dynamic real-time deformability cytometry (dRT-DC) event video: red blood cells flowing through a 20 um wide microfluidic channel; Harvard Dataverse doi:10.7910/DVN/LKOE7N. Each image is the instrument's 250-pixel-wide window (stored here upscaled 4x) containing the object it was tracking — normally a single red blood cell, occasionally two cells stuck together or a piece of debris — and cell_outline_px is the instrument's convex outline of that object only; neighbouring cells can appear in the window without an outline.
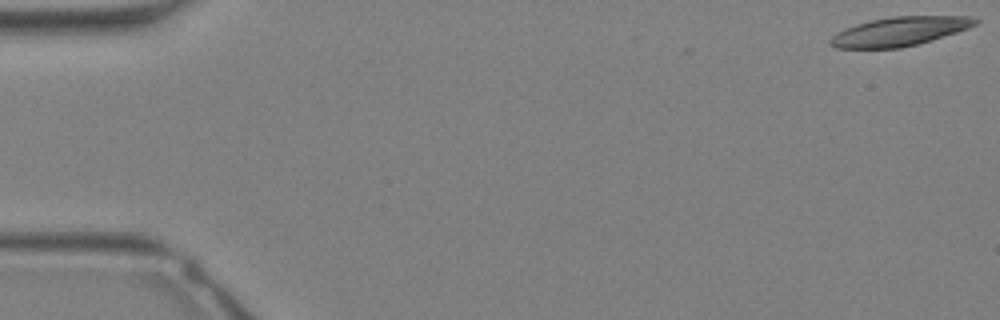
{"species": "Egyptian fruit bat (a non-hibernating species)", "species_latin": "Rousettus aegyptiacus", "temperature_condition": "warm", "stored_images_in_passage": 6, "camera_frame_rate_fps": 3000, "um_per_image_px": 0.085, "animal": {"sex": "female"}, "frame": {"image": 1, "passage_image": 1, "time_ms": 0.0, "image_size_px": [1000, 320], "cell_outline_px": [[980, 20], [976, 24], [968, 28], [932, 40], [900, 48], [836, 48], [828, 44], [828, 40], [836, 32], [844, 28], [856, 24], [872, 20], [892, 16], [972, 16]], "centroid_in_image_um": [76.43, 2.67], "position_along_channel_um": 8.6, "area_um2": 24.51}}